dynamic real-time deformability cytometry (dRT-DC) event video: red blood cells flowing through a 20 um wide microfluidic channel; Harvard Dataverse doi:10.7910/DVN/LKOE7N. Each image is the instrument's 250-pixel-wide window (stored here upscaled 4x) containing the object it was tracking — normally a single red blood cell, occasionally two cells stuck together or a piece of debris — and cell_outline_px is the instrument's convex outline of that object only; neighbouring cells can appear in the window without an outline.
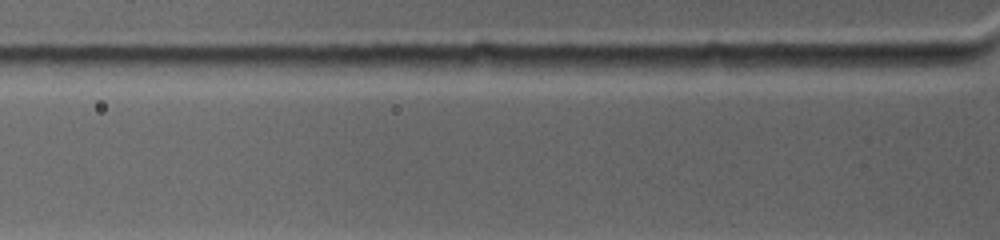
{"species": "common noctule bat (a hibernating species)", "species_latin": "Nyctalus noctula", "temperature_condition": "warm", "stored_images_in_passage": 2, "camera_frame_rate_fps": 4500, "um_per_image_px": 0.085, "animal": {"sex": "female", "body_mass_g": 19.0, "forearm_length_mm": 53.3}, "frame": {"image": 1, "passage_image": 2, "time_ms": 0.222, "image_size_px": [1000, 240], "cell_outline_px": [[796, 64], [764, 72], [684, 72], [676, 64], [684, 56], [792, 56]], "centroid_in_image_um": [62.38, 5.41], "position_along_channel_um": 63.4, "area_um2": 12.37}}